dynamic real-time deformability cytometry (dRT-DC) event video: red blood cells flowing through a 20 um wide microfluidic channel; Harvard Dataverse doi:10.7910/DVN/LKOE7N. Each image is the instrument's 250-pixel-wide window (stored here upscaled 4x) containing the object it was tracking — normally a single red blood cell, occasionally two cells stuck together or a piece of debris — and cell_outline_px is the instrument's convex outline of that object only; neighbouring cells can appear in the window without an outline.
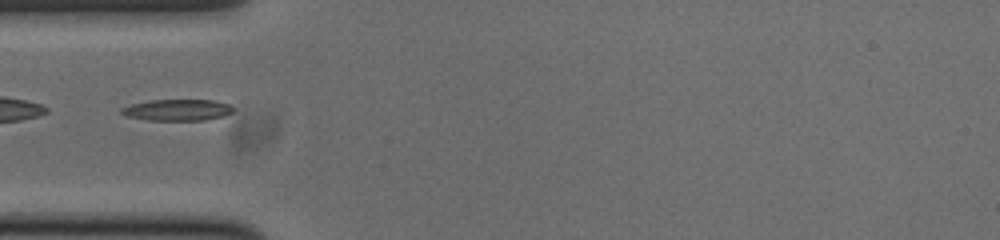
{"species": "common noctule bat (a hibernating species)", "species_latin": "Nyctalus noctula", "temperature_condition": "cold", "stored_images_in_passage": 35, "camera_frame_rate_fps": 3000, "um_per_image_px": 0.085, "animal": {"sex": "male", "body_mass_g": 20.0, "forearm_length_mm": 53.3}, "frame": {"image": 1, "passage_image": 1, "time_ms": 0.0, "image_size_px": [1000, 240], "cell_outline_px": [[232, 112], [224, 116], [204, 120], [148, 120], [128, 116], [120, 112], [120, 108], [132, 104], [152, 100], [212, 100], [228, 104], [232, 108]], "centroid_in_image_um": [15.07, 9.35], "position_along_channel_um": 69.9, "area_um2": 13.7}}
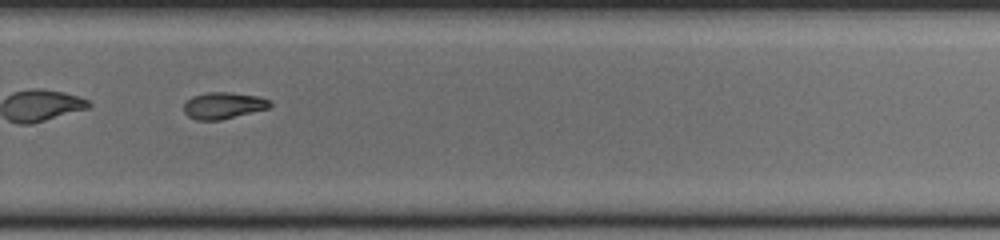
{"frame": {"image": 2, "passage_image": 20, "time_ms": 6.333, "image_size_px": [1000, 240], "cell_outline_px": [[272, 104], [268, 108], [220, 120], [196, 120], [188, 116], [184, 112], [184, 104], [192, 96], [208, 92], [228, 92], [260, 96], [268, 100]], "centroid_in_image_um": [18.97, 8.96], "position_along_channel_um": 310.8, "area_um2": 13.24}}